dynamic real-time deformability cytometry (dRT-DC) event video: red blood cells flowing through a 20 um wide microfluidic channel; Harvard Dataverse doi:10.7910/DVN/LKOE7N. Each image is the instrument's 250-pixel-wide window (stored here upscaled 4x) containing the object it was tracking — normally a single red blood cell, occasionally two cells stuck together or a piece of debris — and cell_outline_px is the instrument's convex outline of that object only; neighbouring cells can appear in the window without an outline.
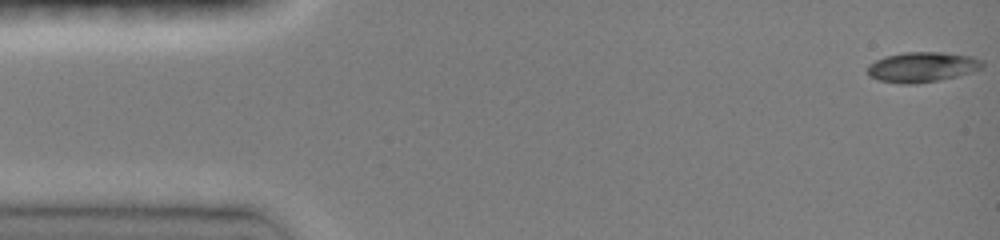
{"species": "common noctule bat (a hibernating species)", "species_latin": "Nyctalus noctula", "temperature_condition": "room temperature", "stored_images_in_passage": 46, "camera_frame_rate_fps": 3000, "um_per_image_px": 0.085, "animal": {"sex": "female", "body_mass_g": 19.0, "forearm_length_mm": 51.5}, "frame": {"image": 1, "passage_image": 1, "time_ms": 0.0, "image_size_px": [1000, 240], "cell_outline_px": [[984, 64], [980, 68], [972, 72], [956, 76], [916, 84], [900, 84], [880, 80], [868, 76], [868, 64], [884, 56], [904, 52], [940, 52], [972, 56], [984, 60]], "centroid_in_image_um": [78.37, 5.69], "position_along_channel_um": 6.6, "area_um2": 20.17}}
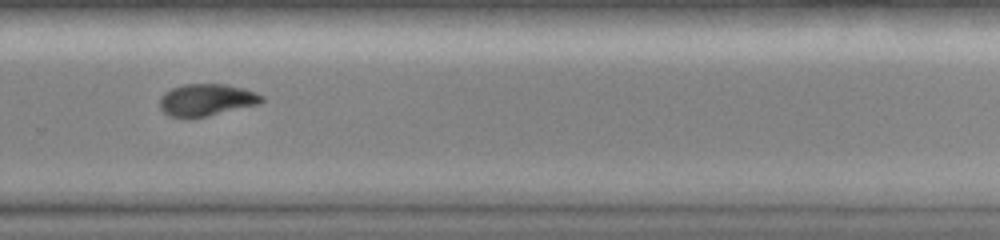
{"frame": {"image": 2, "passage_image": 32, "time_ms": 10.333, "image_size_px": [1000, 240], "cell_outline_px": [[264, 100], [260, 104], [204, 116], [168, 116], [160, 108], [160, 96], [164, 92], [172, 88], [184, 84], [224, 84], [244, 88], [256, 92], [264, 96]], "centroid_in_image_um": [17.57, 8.46], "position_along_channel_um": 312.2, "area_um2": 18.79}}
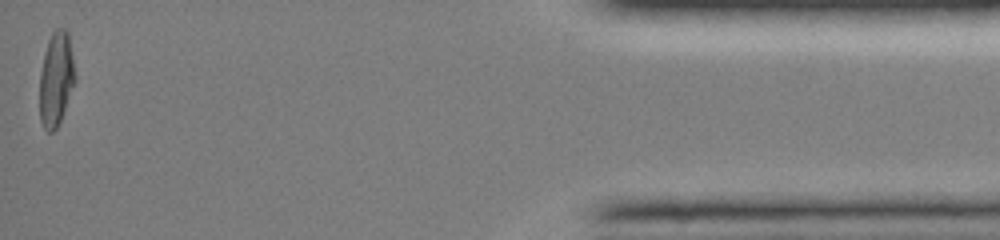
{"frame": {"image": 3, "passage_image": 46, "time_ms": 15.0, "image_size_px": [1000, 240], "cell_outline_px": [[76, 80], [60, 120], [56, 128], [52, 132], [48, 132], [44, 128], [40, 120], [40, 72], [44, 52], [48, 40], [52, 32], [56, 28], [64, 28], [68, 32], [76, 76]], "centroid_in_image_um": [4.77, 6.68], "position_along_channel_um": 430.4, "area_um2": 19.42}, "authors_computed_cell_mechanics": {"area_um2": 19.4497, "velocity_mm_per_s": 4.153, "shape_relaxation_time_tau1_ms": 4.1169, "shape_relaxation_time_tau2_ms": 2.7681, "deformation_change_tau1": 0.1838, "deformation_change_tau2": 0.0708}}